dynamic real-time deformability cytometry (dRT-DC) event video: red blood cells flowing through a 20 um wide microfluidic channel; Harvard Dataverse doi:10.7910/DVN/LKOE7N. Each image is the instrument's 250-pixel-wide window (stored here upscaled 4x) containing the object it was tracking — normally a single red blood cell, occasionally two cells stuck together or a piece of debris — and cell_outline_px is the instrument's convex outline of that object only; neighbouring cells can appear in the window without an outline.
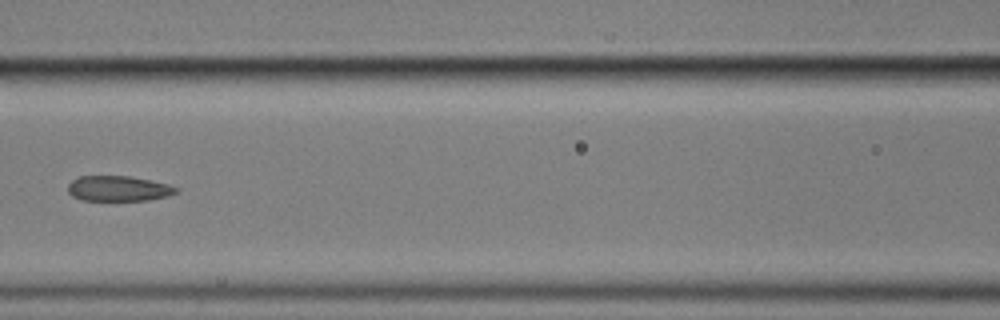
{"species": "common noctule bat (a hibernating species)", "species_latin": "Nyctalus noctula", "temperature_condition": "cold", "stored_images_in_passage": 12, "camera_frame_rate_fps": 3000, "um_per_image_px": 0.085, "animal": {"sex": "male", "body_mass_g": 17.9}, "frame": {"image": 1, "passage_image": 3, "time_ms": 2.333, "image_size_px": [1000, 320], "cell_outline_px": [[180, 192], [168, 196], [148, 200], [80, 200], [72, 196], [68, 192], [68, 184], [72, 180], [80, 176], [128, 176], [168, 184], [180, 188]], "centroid_in_image_um": [10.08, 16.03], "position_along_channel_um": 156.5, "area_um2": 16.01}}
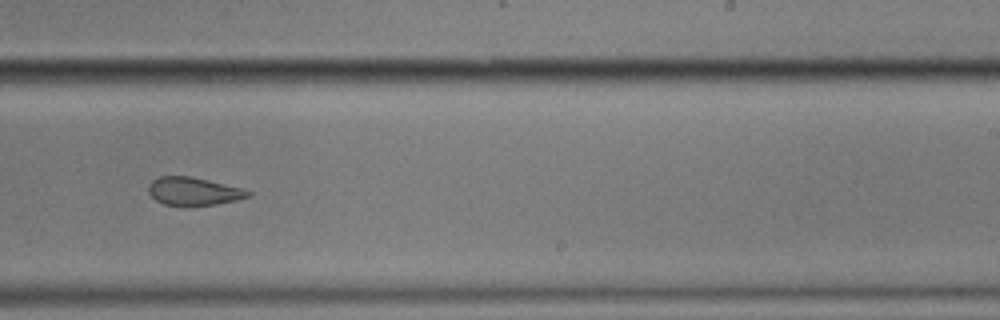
{"frame": {"image": 2, "passage_image": 6, "time_ms": 5.667, "image_size_px": [1000, 320], "cell_outline_px": [[252, 196], [236, 200], [216, 204], [184, 208], [164, 204], [156, 200], [148, 192], [148, 184], [152, 180], [160, 176], [188, 176], [208, 180], [244, 188], [252, 192]], "centroid_in_image_um": [16.46, 16.29], "position_along_channel_um": 272.5, "area_um2": 16.76}}
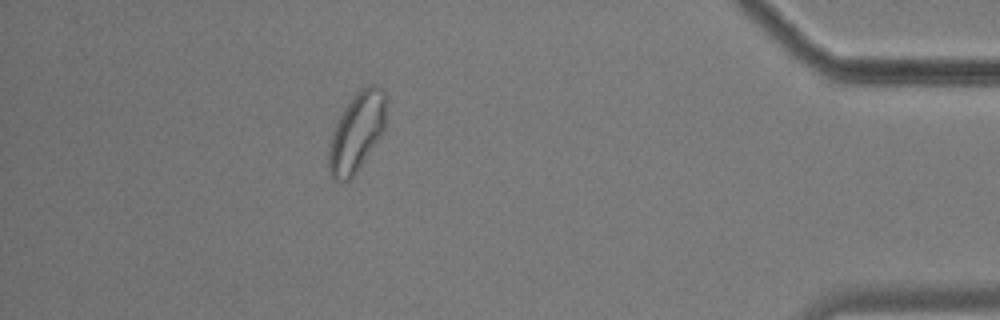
{"frame": {"image": 3, "passage_image": 12, "time_ms": 13.667, "image_size_px": [1000, 320], "cell_outline_px": [[384, 128], [380, 136], [356, 172], [348, 180], [332, 180], [328, 168], [328, 152], [332, 132], [344, 108], [356, 92], [360, 88], [368, 84], [376, 84], [384, 92]], "centroid_in_image_um": [30.28, 11.22], "position_along_channel_um": 404.9, "area_um2": 25.84}}